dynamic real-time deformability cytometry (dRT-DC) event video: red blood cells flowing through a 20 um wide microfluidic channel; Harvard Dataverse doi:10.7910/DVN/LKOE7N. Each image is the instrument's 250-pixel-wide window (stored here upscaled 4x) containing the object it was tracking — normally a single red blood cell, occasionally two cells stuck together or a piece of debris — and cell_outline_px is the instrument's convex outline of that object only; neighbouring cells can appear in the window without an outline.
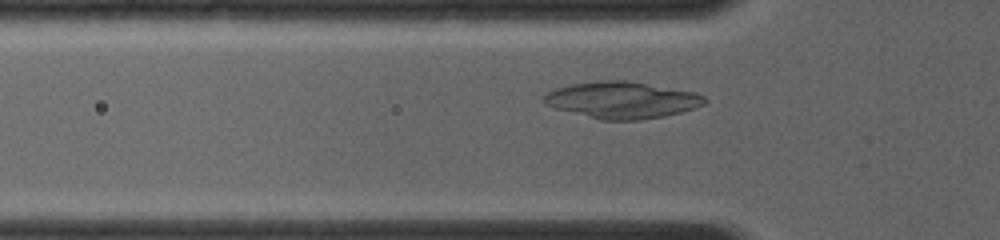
{"species": "common noctule bat (a hibernating species)", "species_latin": "Nyctalus noctula", "temperature_condition": "room temperature", "stored_images_in_passage": 57, "camera_frame_rate_fps": 4000, "um_per_image_px": 0.085, "animal": {"sex": "female", "body_mass_g": 19.0, "forearm_length_mm": 56.7}, "frame": {"image": 1, "passage_image": 18, "time_ms": 2.5, "image_size_px": [1000, 240], "cell_outline_px": [[708, 100], [704, 104], [680, 112], [664, 116], [640, 120], [600, 120], [556, 108], [544, 104], [540, 100], [548, 92], [556, 88], [572, 84], [600, 80], [624, 80], [692, 92], [704, 96]], "centroid_in_image_um": [52.82, 8.51], "position_along_channel_um": 73.0, "area_um2": 33.99}}
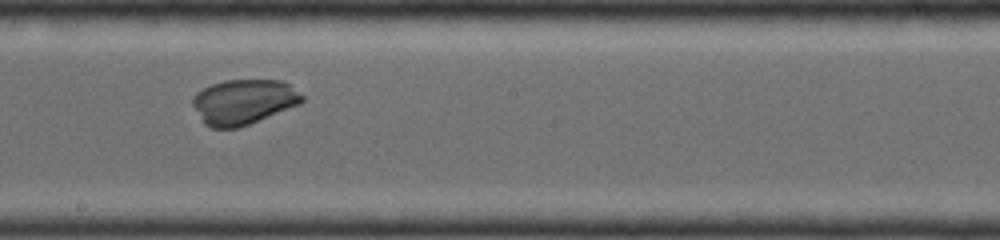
{"frame": {"image": 2, "passage_image": 42, "time_ms": 6.0, "image_size_px": [1000, 240], "cell_outline_px": [[304, 100], [300, 104], [248, 124], [236, 128], [212, 128], [204, 124], [192, 104], [192, 96], [196, 92], [212, 84], [224, 80], [280, 80], [288, 84], [304, 96]], "centroid_in_image_um": [20.68, 8.65], "position_along_channel_um": 227.5, "area_um2": 28.55}}
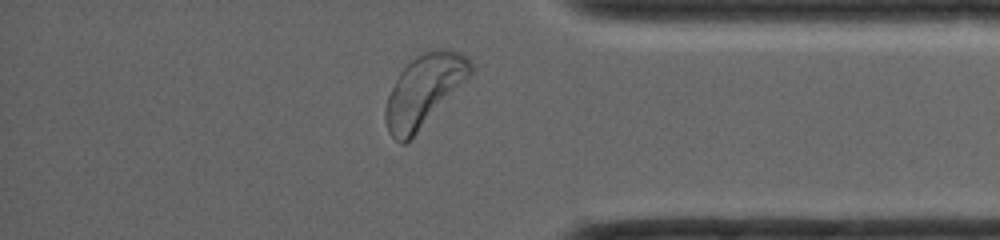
{"frame": {"image": 3, "passage_image": 57, "time_ms": 10.0, "image_size_px": [1000, 240], "cell_outline_px": [[472, 72], [416, 132], [404, 144], [400, 144], [388, 132], [384, 120], [384, 108], [388, 96], [400, 72], [416, 56], [424, 52], [436, 48], [460, 52], [472, 64]], "centroid_in_image_um": [35.98, 7.69], "position_along_channel_um": 399.2, "area_um2": 34.22}}